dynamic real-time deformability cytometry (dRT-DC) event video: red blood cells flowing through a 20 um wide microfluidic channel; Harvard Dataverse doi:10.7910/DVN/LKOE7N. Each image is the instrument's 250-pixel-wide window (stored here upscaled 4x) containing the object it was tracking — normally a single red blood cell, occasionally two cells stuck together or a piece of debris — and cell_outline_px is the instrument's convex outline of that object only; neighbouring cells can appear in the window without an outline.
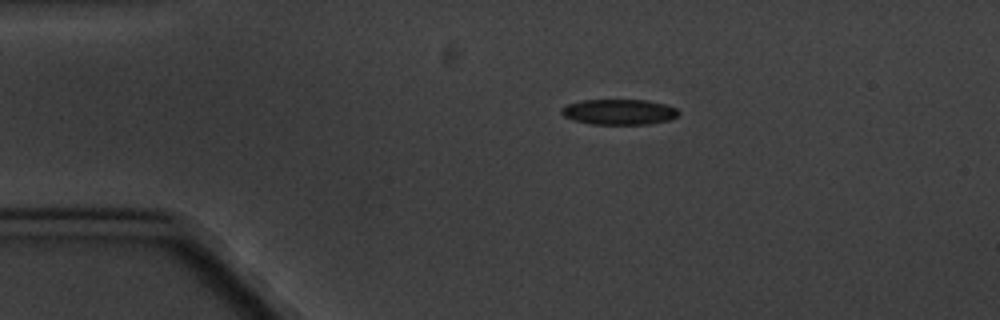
{"species": "common noctule bat (a hibernating species)", "species_latin": "Nyctalus noctula", "temperature_condition": "cold", "stored_images_in_passage": 7, "camera_frame_rate_fps": 3000, "um_per_image_px": 0.085, "animal": {"sex": "male", "body_mass_g": 20.1, "forearm_length_mm": 53.5}, "frame": {"image": 1, "passage_image": 3, "time_ms": 2.333, "image_size_px": [1000, 320], "cell_outline_px": [[680, 112], [676, 116], [668, 120], [648, 124], [588, 124], [572, 120], [564, 116], [560, 112], [560, 108], [568, 104], [580, 100], [648, 100], [664, 104], [676, 108]], "centroid_in_image_um": [52.57, 9.51], "position_along_channel_um": 32.4, "area_um2": 17.46}}
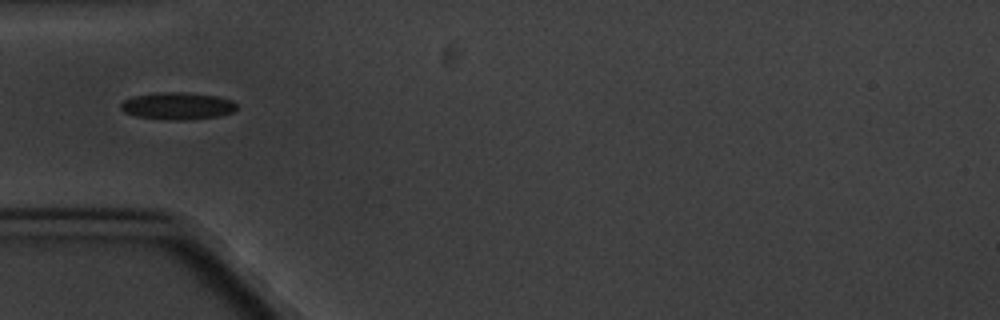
{"frame": {"image": 2, "passage_image": 5, "time_ms": 4.667, "image_size_px": [1000, 320], "cell_outline_px": [[236, 108], [232, 112], [216, 116], [184, 120], [164, 120], [136, 116], [124, 112], [120, 108], [120, 104], [124, 100], [136, 96], [160, 92], [184, 92], [216, 96], [232, 100], [236, 104]], "centroid_in_image_um": [15.06, 9.01], "position_along_channel_um": 69.9, "area_um2": 18.21}}